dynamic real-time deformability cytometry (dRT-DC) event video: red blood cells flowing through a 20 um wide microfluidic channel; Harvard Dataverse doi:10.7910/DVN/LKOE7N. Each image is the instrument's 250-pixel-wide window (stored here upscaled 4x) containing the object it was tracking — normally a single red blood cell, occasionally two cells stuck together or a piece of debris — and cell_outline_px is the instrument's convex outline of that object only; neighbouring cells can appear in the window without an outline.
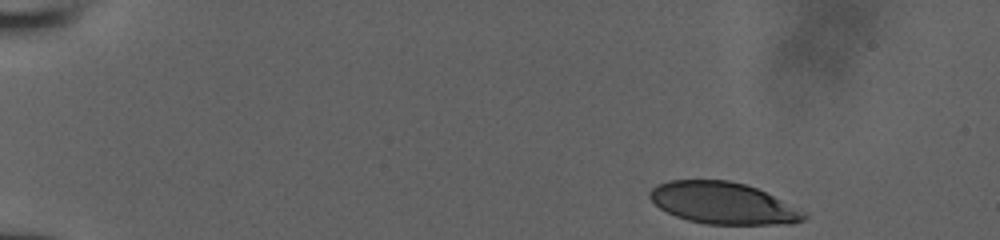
{"species": "human", "species_latin": "Homo sapiens", "temperature_condition": "room temperature", "stored_images_in_passage": 40, "camera_frame_rate_fps": 3000, "um_per_image_px": 0.085, "donor": {"sex": "male"}, "frame": {"image": 1, "passage_image": 1, "time_ms": 0.0, "image_size_px": [1000, 240], "cell_outline_px": [[808, 216], [804, 220], [792, 224], [704, 224], [688, 220], [676, 216], [660, 208], [648, 196], [648, 192], [656, 184], [668, 180], [728, 180], [744, 184], [756, 188], [808, 212]], "centroid_in_image_um": [61.48, 17.27], "position_along_channel_um": 23.5, "area_um2": 37.57}}
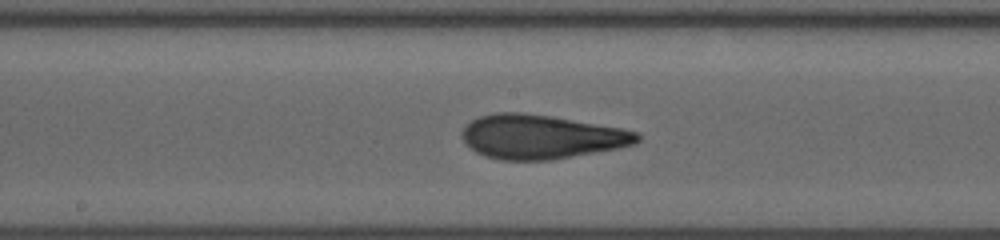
{"frame": {"image": 2, "passage_image": 23, "time_ms": 7.333, "image_size_px": [1000, 240], "cell_outline_px": [[640, 140], [636, 144], [616, 148], [552, 160], [500, 160], [484, 156], [476, 152], [464, 144], [460, 136], [460, 132], [464, 124], [480, 116], [496, 112], [524, 112], [620, 128], [636, 132], [640, 136]], "centroid_in_image_um": [45.9, 11.63], "position_along_channel_um": 202.3, "area_um2": 45.03}}
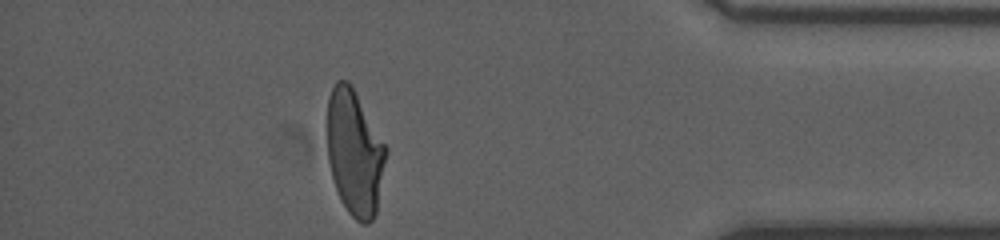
{"frame": {"image": 3, "passage_image": 40, "time_ms": 13.0, "image_size_px": [1000, 240], "cell_outline_px": [[388, 152], [376, 212], [372, 220], [368, 224], [364, 224], [356, 220], [348, 212], [340, 200], [332, 176], [328, 160], [328, 96], [336, 80], [348, 80], [352, 84], [388, 148]], "centroid_in_image_um": [30.16, 12.95], "position_along_channel_um": 405.0, "area_um2": 43.29}}